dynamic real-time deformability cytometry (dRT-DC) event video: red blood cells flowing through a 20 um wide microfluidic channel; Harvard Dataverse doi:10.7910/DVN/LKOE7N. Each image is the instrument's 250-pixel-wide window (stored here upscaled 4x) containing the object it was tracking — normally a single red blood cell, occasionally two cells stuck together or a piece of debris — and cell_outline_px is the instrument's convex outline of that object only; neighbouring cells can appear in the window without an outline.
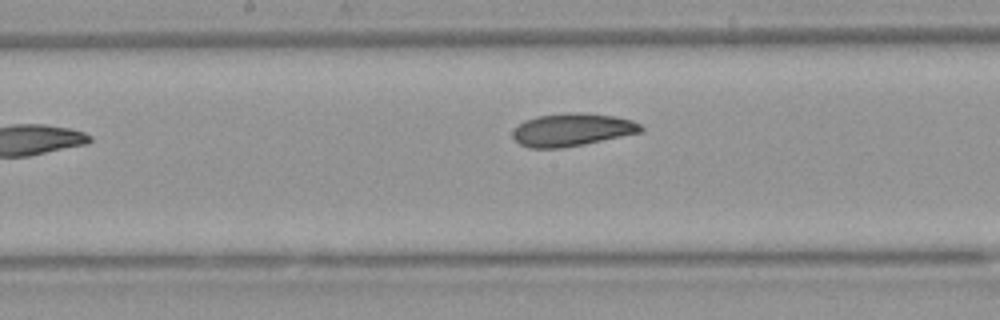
{"species": "Egyptian fruit bat (a non-hibernating species)", "species_latin": "Rousettus aegyptiacus", "temperature_condition": "warm", "stored_images_in_passage": 8, "camera_frame_rate_fps": 3000, "um_per_image_px": 0.085, "animal": {"sex": "female"}, "frame": {"image": 1, "passage_image": 8, "time_ms": 8.333, "image_size_px": [1000, 320], "cell_outline_px": [[644, 132], [584, 144], [560, 148], [528, 148], [520, 144], [512, 136], [512, 128], [524, 120], [536, 116], [564, 112], [584, 112], [616, 116], [632, 120], [640, 124], [644, 128]], "centroid_in_image_um": [48.62, 11.01], "position_along_channel_um": 199.6, "area_um2": 24.97}}